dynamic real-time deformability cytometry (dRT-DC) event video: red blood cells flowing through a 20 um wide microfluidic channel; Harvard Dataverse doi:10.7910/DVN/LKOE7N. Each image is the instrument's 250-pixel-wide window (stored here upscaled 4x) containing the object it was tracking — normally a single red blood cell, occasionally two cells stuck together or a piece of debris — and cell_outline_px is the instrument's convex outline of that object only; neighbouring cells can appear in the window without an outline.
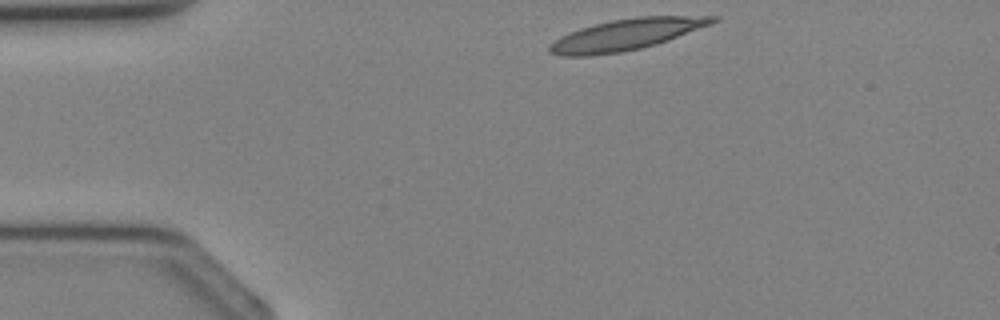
{"species": "Egyptian fruit bat (a non-hibernating species)", "species_latin": "Rousettus aegyptiacus", "temperature_condition": "cold", "stored_images_in_passage": 30, "camera_frame_rate_fps": 3000, "um_per_image_px": 0.085, "animal": {"sex": "female"}, "frame": {"image": 1, "passage_image": 1, "time_ms": 0.0, "image_size_px": [1000, 320], "cell_outline_px": [[720, 20], [712, 24], [668, 40], [656, 44], [640, 48], [620, 52], [588, 56], [560, 56], [548, 52], [548, 48], [560, 36], [580, 28], [612, 20], [636, 16], [720, 16]], "centroid_in_image_um": [53.26, 2.93], "position_along_channel_um": 31.7, "area_um2": 29.48}}
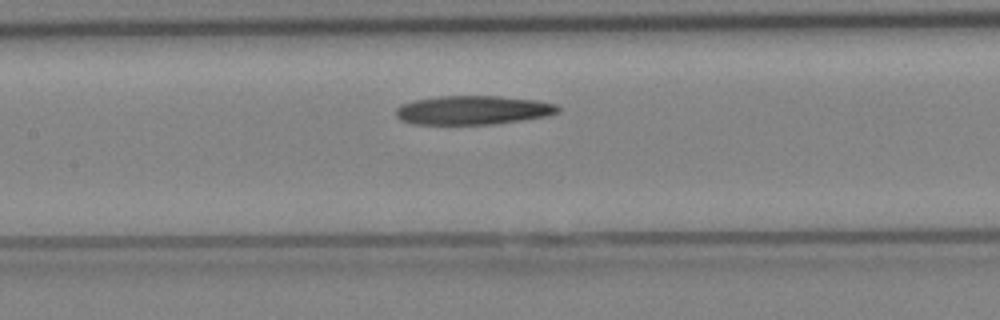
{"frame": {"image": 2, "passage_image": 11, "time_ms": 3.333, "image_size_px": [1000, 320], "cell_outline_px": [[560, 112], [548, 116], [492, 124], [412, 124], [400, 120], [396, 116], [396, 108], [400, 104], [416, 100], [440, 96], [500, 96], [536, 100], [556, 104], [560, 108]], "centroid_in_image_um": [40.2, 9.36], "position_along_channel_um": 167.2, "area_um2": 27.34}}
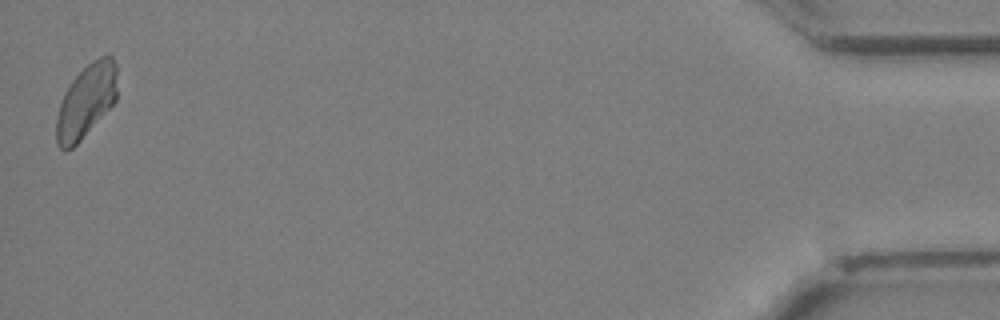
{"frame": {"image": 3, "passage_image": 30, "time_ms": 9.667, "image_size_px": [1000, 320], "cell_outline_px": [[116, 100], [80, 140], [72, 148], [64, 152], [56, 144], [56, 116], [64, 92], [72, 80], [92, 60], [108, 52], [112, 56], [116, 64]], "centroid_in_image_um": [7.3, 8.58], "position_along_channel_um": 427.9, "area_um2": 25.89}}